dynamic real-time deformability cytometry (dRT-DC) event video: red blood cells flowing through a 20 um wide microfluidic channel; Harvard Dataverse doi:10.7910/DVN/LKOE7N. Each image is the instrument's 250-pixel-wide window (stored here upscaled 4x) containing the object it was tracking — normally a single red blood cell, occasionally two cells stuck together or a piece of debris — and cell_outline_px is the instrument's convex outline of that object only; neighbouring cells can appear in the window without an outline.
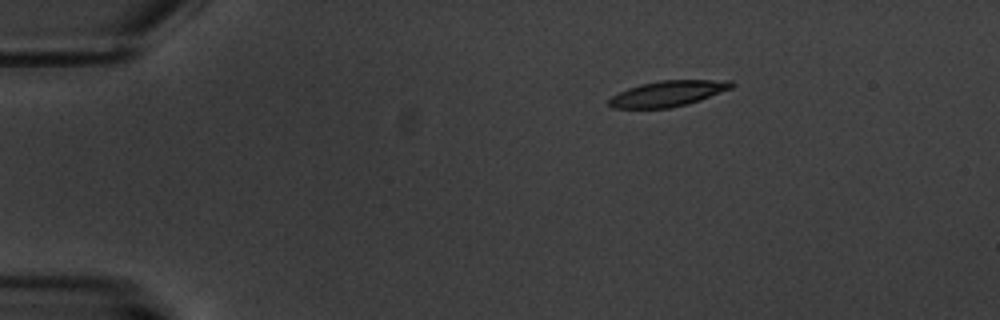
{"species": "common noctule bat (a hibernating species)", "species_latin": "Nyctalus noctula", "temperature_condition": "warm", "stored_images_in_passage": 4, "camera_frame_rate_fps": 3000, "um_per_image_px": 0.085, "animal": {"sex": "male", "body_mass_g": 20.1, "forearm_length_mm": 53.5}, "frame": {"image": 1, "passage_image": 1, "time_ms": 0.0, "image_size_px": [1000, 320], "cell_outline_px": [[736, 84], [732, 88], [700, 100], [688, 104], [668, 108], [612, 108], [608, 104], [608, 100], [612, 96], [628, 88], [640, 84], [660, 80], [732, 80]], "centroid_in_image_um": [56.79, 7.94], "position_along_channel_um": 28.2, "area_um2": 18.38}}